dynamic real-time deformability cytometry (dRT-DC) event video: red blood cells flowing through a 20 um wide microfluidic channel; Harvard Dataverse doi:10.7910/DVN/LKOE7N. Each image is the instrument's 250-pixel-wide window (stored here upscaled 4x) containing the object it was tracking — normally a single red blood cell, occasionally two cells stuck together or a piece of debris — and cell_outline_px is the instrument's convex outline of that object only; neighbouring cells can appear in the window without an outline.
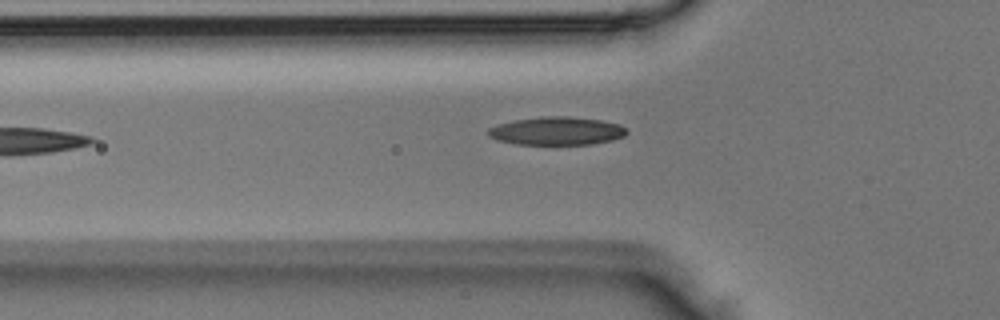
{"species": "Egyptian fruit bat (a non-hibernating species)", "species_latin": "Rousettus aegyptiacus", "temperature_condition": "room temperature", "stored_images_in_passage": 4, "camera_frame_rate_fps": 3000, "um_per_image_px": 0.085, "animal": {"sex": "male"}, "frame": {"image": 1, "passage_image": 4, "time_ms": 1.0, "image_size_px": [1000, 320], "cell_outline_px": [[628, 132], [624, 136], [612, 140], [592, 144], [516, 144], [496, 140], [488, 136], [488, 128], [500, 124], [516, 120], [544, 116], [568, 116], [600, 120], [620, 124]], "centroid_in_image_um": [47.32, 11.13], "position_along_channel_um": 78.5, "area_um2": 22.6}}